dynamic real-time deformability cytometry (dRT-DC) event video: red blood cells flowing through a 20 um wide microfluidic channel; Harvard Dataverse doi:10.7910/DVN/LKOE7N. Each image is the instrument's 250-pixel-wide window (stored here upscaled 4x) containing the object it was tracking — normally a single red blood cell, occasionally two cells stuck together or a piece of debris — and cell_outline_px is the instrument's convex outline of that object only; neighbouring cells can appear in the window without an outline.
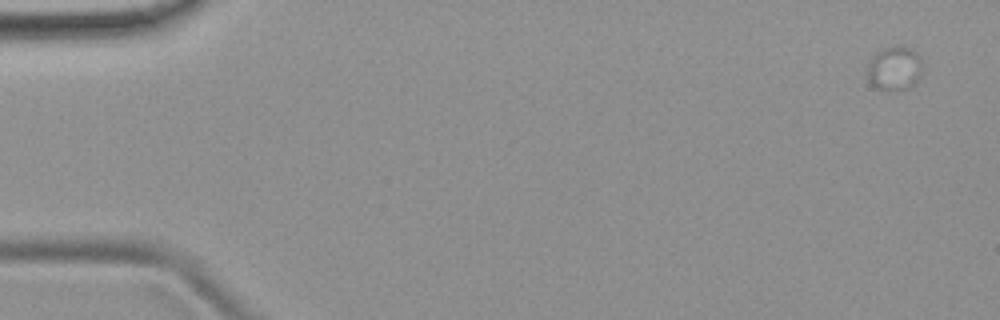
{"species": "common noctule bat (a hibernating species)", "species_latin": "Nyctalus noctula", "temperature_condition": "room temperature", "stored_images_in_passage": 13, "camera_frame_rate_fps": 3000, "um_per_image_px": 0.085, "animal": {"sex": "female", "body_mass_g": 19.9}, "frame": {"image": 1, "passage_image": 1, "time_ms": 0.0, "image_size_px": [1000, 320], "cell_outline_px": [[920, 76], [908, 88], [876, 88], [868, 80], [868, 64], [876, 52], [884, 48], [908, 48], [916, 52], [920, 56]], "centroid_in_image_um": [76.01, 5.8], "position_along_channel_um": 9.0, "area_um2": 13.29}}